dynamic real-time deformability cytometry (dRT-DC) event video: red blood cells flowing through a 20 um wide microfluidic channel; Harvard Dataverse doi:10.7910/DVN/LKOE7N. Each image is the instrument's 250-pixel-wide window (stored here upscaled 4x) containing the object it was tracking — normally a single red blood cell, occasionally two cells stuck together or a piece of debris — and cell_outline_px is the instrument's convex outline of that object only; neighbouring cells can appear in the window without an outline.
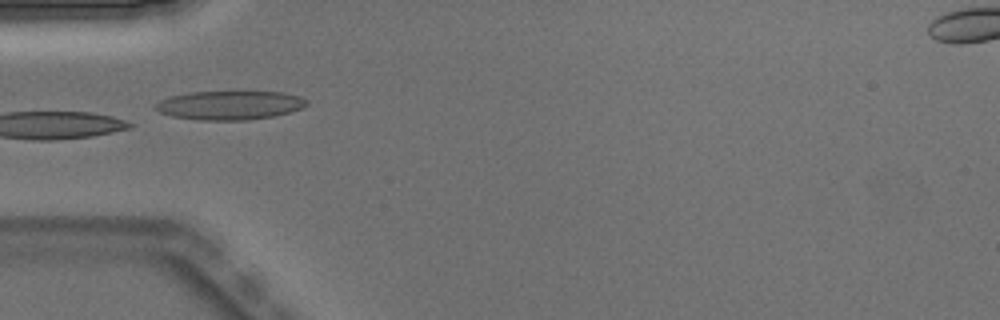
{"species": "Egyptian fruit bat (a non-hibernating species)", "species_latin": "Rousettus aegyptiacus", "temperature_condition": "warm", "stored_images_in_passage": 5, "camera_frame_rate_fps": 3000, "um_per_image_px": 0.085, "animal": {"sex": "male"}, "frame": {"image": 1, "passage_image": 4, "time_ms": 1.0, "image_size_px": [1000, 320], "cell_outline_px": [[308, 104], [304, 108], [276, 116], [248, 120], [200, 120], [172, 116], [160, 112], [152, 108], [152, 104], [160, 100], [172, 96], [192, 92], [280, 92], [300, 96], [308, 100]], "centroid_in_image_um": [19.54, 8.95], "position_along_channel_um": 65.5, "area_um2": 25.61}}